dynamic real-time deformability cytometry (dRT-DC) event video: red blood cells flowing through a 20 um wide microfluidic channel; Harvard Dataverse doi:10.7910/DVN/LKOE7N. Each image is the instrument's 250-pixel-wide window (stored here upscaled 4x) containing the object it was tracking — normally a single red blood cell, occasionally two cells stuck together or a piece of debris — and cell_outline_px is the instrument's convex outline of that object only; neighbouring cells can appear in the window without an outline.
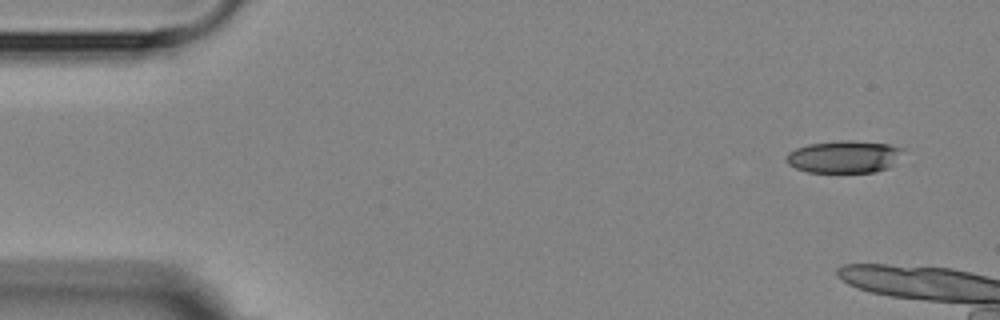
{"species": "Egyptian fruit bat (a non-hibernating species)", "species_latin": "Rousettus aegyptiacus", "temperature_condition": "room temperature", "stored_images_in_passage": 3, "camera_frame_rate_fps": 3000, "um_per_image_px": 0.085, "animal": {"sex": "female"}, "frame": {"image": 1, "passage_image": 1, "time_ms": 0.0, "image_size_px": [1000, 320], "cell_outline_px": [[904, 148], [892, 164], [888, 168], [872, 172], [808, 172], [796, 168], [788, 164], [784, 160], [788, 152], [796, 148], [808, 144], [840, 140], [852, 140], [888, 144]], "centroid_in_image_um": [71.69, 13.31], "position_along_channel_um": 13.3, "area_um2": 21.91}}